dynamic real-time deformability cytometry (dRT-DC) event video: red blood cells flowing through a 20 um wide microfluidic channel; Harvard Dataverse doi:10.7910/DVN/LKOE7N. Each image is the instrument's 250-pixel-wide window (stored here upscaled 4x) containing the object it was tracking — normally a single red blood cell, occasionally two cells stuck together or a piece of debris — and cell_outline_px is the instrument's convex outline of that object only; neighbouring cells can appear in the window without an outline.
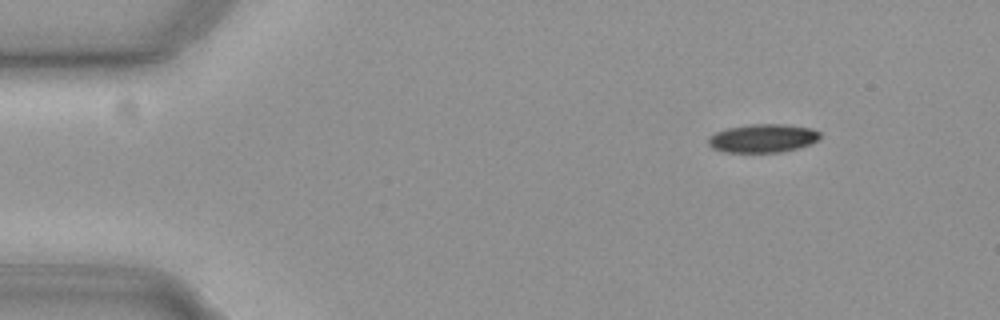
{"species": "common noctule bat (a hibernating species)", "species_latin": "Nyctalus noctula", "temperature_condition": "cold", "stored_images_in_passage": 50, "camera_frame_rate_fps": 3000, "um_per_image_px": 0.085, "animal": {"sex": "female", "body_mass_g": 19.3, "forearm_length_mm": 54.1}, "frame": {"image": 1, "passage_image": 1, "time_ms": 0.0, "image_size_px": [1000, 320], "cell_outline_px": [[820, 136], [816, 140], [808, 144], [796, 148], [780, 152], [724, 152], [712, 148], [708, 144], [708, 136], [716, 132], [728, 128], [752, 124], [784, 124], [812, 128], [820, 132]], "centroid_in_image_um": [64.8, 11.75], "position_along_channel_um": 20.2, "area_um2": 18.38}}
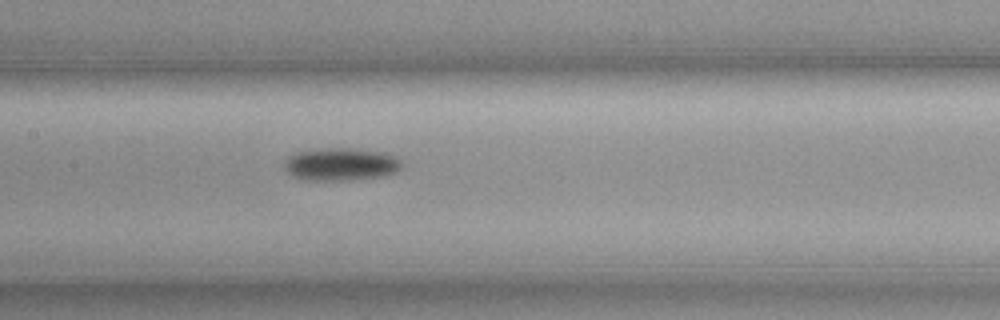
{"frame": {"image": 2, "passage_image": 21, "time_ms": 6.667, "image_size_px": [1000, 320], "cell_outline_px": [[404, 168], [388, 176], [352, 180], [304, 180], [292, 176], [284, 168], [284, 164], [288, 156], [296, 152], [328, 148], [352, 148], [384, 152], [396, 156], [400, 160]], "centroid_in_image_um": [29.03, 13.97], "position_along_channel_um": 178.4, "area_um2": 22.77}}
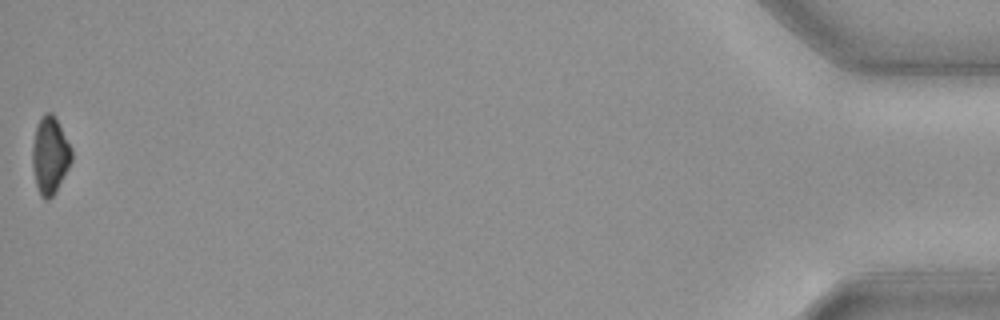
{"frame": {"image": 3, "passage_image": 50, "time_ms": 16.333, "image_size_px": [1000, 320], "cell_outline_px": [[72, 160], [56, 192], [48, 200], [44, 200], [40, 196], [36, 184], [32, 168], [32, 148], [36, 124], [40, 116], [44, 112], [52, 112], [56, 116], [72, 148]], "centroid_in_image_um": [4.24, 13.17], "position_along_channel_um": 431.0, "area_um2": 18.03}, "authors_computed_cell_mechanics": {"area_um2": 20.1433, "velocity_mm_per_s": 3.7191, "shape_relaxation_time_tau1_ms": 4.2862, "shape_relaxation_time_tau2_ms": null, "deformation_change_tau1": 0.1026, "deformation_change_tau2": null}}